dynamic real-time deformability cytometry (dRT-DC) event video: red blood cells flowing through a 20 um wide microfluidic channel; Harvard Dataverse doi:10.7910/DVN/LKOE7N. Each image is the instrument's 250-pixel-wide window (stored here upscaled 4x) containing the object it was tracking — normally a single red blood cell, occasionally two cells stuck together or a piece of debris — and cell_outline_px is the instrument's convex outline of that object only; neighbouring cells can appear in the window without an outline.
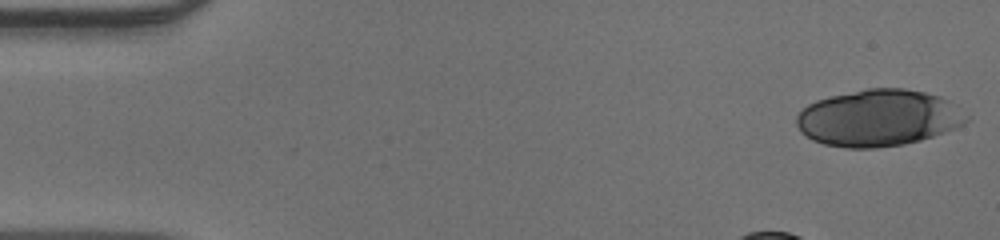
{"species": "human", "species_latin": "Homo sapiens", "temperature_condition": "warm", "stored_images_in_passage": 38, "camera_frame_rate_fps": 3000, "um_per_image_px": 0.085, "donor": {"sex": "male"}, "frame": {"image": 1, "passage_image": 1, "time_ms": 0.0, "image_size_px": [1000, 240], "cell_outline_px": [[972, 116], [964, 124], [956, 128], [920, 140], [904, 144], [876, 148], [844, 148], [824, 144], [812, 140], [800, 132], [796, 124], [796, 116], [808, 104], [816, 100], [832, 96], [868, 88], [904, 88], [924, 92], [940, 96], [948, 100]], "centroid_in_image_um": [74.68, 10.03], "position_along_channel_um": 10.3, "area_um2": 56.3}}
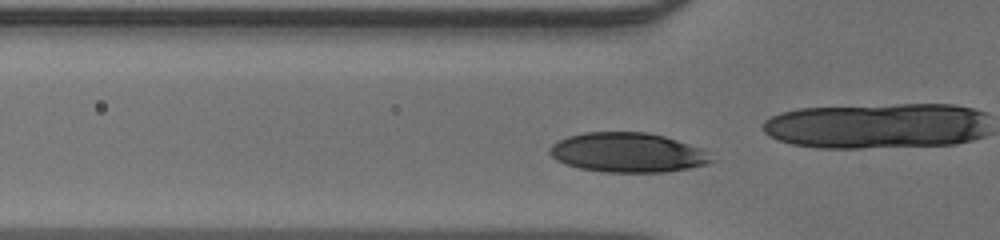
{"frame": {"image": 2, "passage_image": 13, "time_ms": 4.0, "image_size_px": [1000, 240], "cell_outline_px": [[716, 160], [708, 164], [688, 168], [664, 172], [604, 172], [580, 168], [556, 160], [548, 152], [548, 148], [552, 144], [568, 136], [584, 132], [648, 132], [664, 136], [700, 148]], "centroid_in_image_um": [53.34, 12.96], "position_along_channel_um": 72.5, "area_um2": 37.17}}